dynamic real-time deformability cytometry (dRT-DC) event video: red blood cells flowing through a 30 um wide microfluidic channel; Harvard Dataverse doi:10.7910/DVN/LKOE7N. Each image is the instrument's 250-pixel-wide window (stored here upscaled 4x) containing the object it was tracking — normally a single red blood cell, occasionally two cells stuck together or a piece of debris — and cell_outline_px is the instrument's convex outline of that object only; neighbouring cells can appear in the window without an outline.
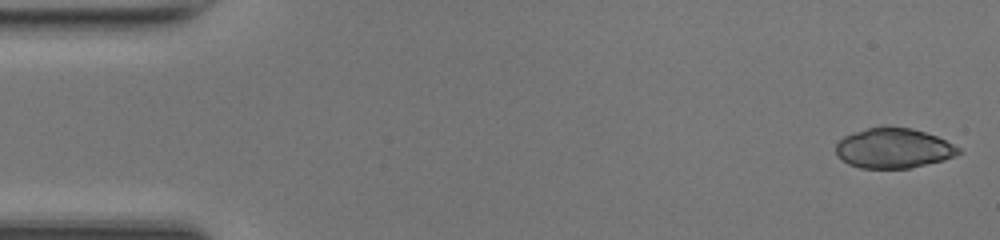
{"species": "common noctule bat (a hibernating species)", "species_latin": "Nyctalus noctula", "temperature_condition": "room temperature", "stored_images_in_passage": 48, "camera_frame_rate_fps": 3000, "um_per_image_px": 0.085, "animal": {"sex": "female", "body_mass_g": 17.0, "forearm_length_mm": 48.0}, "frame": {"image": 1, "passage_image": 1, "time_ms": 0.0, "image_size_px": [1000, 240], "cell_outline_px": [[964, 152], [956, 156], [944, 160], [908, 168], [860, 168], [848, 164], [836, 152], [836, 144], [844, 136], [868, 128], [884, 124], [888, 124], [912, 128], [936, 136], [960, 148]], "centroid_in_image_um": [75.97, 12.57], "position_along_channel_um": 9.0, "area_um2": 28.78}}